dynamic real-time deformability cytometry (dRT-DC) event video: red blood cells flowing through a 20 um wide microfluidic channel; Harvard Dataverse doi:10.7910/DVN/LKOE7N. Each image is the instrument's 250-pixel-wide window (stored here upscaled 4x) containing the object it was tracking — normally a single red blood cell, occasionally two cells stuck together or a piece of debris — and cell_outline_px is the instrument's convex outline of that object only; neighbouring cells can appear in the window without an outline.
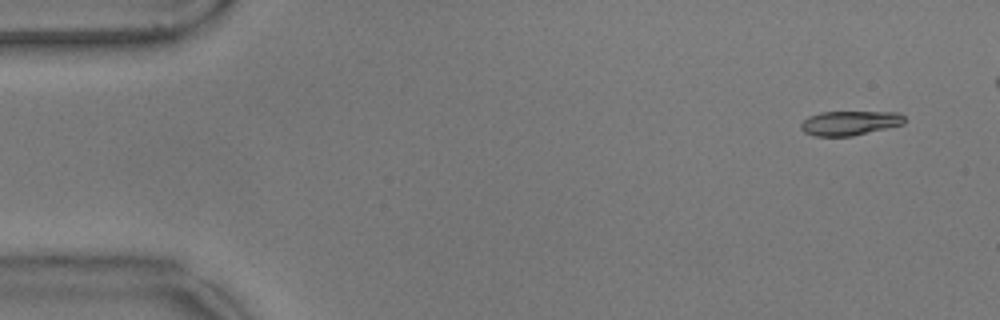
{"species": "common noctule bat (a hibernating species)", "species_latin": "Nyctalus noctula", "temperature_condition": "warm", "stored_images_in_passage": 52, "camera_frame_rate_fps": 3000, "um_per_image_px": 0.085, "animal": {"sex": "male", "body_mass_g": 17.9}, "frame": {"image": 1, "passage_image": 4, "time_ms": 1.0, "image_size_px": [1000, 320], "cell_outline_px": [[904, 124], [852, 136], [816, 136], [804, 132], [800, 128], [800, 124], [808, 116], [820, 112], [900, 112], [904, 116]], "centroid_in_image_um": [72.22, 10.45], "position_along_channel_um": 12.8, "area_um2": 14.74}}
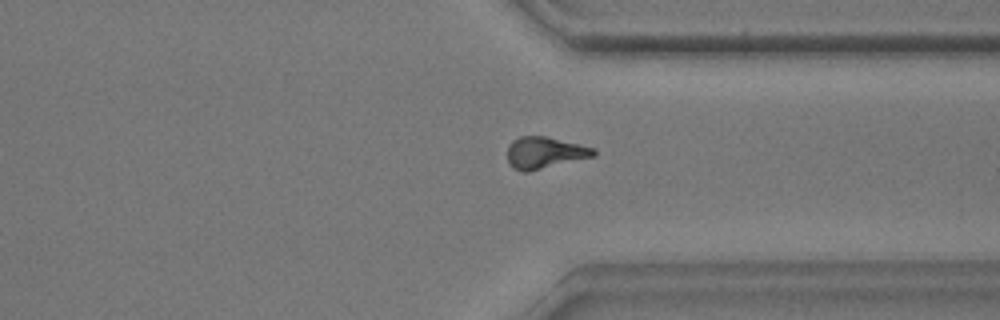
{"frame": {"image": 2, "passage_image": 43, "time_ms": 14.0, "image_size_px": [1000, 320], "cell_outline_px": [[596, 156], [528, 172], [520, 172], [512, 168], [508, 164], [508, 144], [512, 140], [520, 136], [544, 136], [580, 144], [596, 148]], "centroid_in_image_um": [46.29, 12.99], "position_along_channel_um": 365.1, "area_um2": 16.18}}
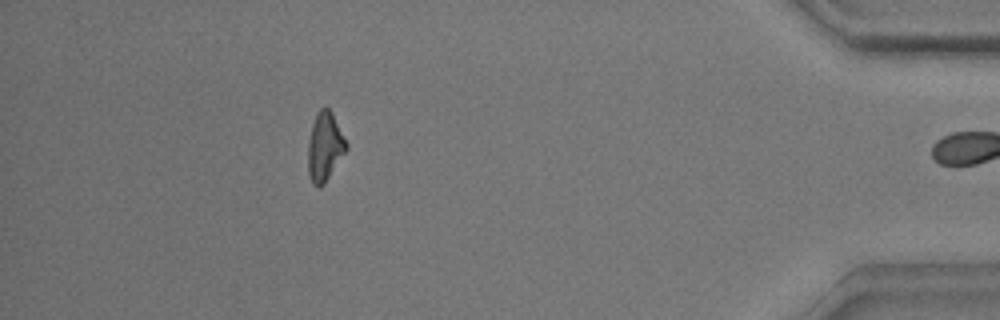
{"frame": {"image": 3, "passage_image": 51, "time_ms": 16.667, "image_size_px": [1000, 320], "cell_outline_px": [[348, 148], [324, 184], [320, 188], [312, 184], [308, 176], [308, 140], [312, 124], [316, 112], [320, 108], [328, 108], [332, 112], [348, 144]], "centroid_in_image_um": [27.59, 12.48], "position_along_channel_um": 407.6, "area_um2": 15.49}, "authors_computed_cell_mechanics": {"area_um2": 15.6927, "velocity_mm_per_s": 3.5795, "shape_relaxation_time_tau1_ms": 5.2221, "shape_relaxation_time_tau2_ms": 3.9218, "deformation_change_tau1": 0.1965, "deformation_change_tau2": 0.122}}